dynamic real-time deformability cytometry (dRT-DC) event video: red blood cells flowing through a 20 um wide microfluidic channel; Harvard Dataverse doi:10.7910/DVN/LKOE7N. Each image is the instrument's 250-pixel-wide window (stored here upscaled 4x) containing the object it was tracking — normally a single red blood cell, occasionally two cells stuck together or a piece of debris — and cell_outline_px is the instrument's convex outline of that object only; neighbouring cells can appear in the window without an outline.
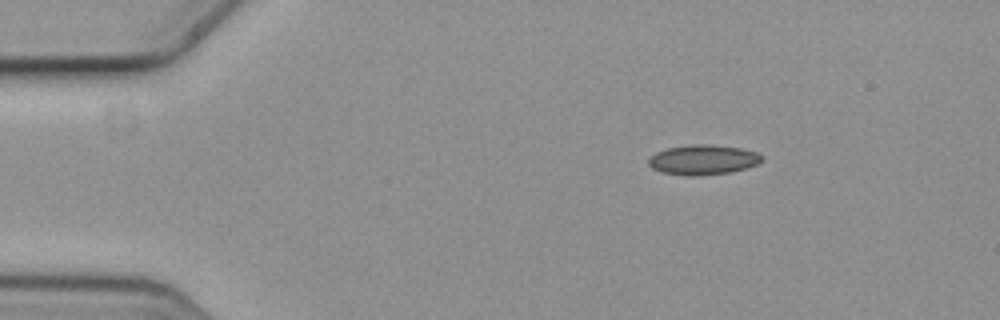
{"species": "common noctule bat (a hibernating species)", "species_latin": "Nyctalus noctula", "temperature_condition": "cold", "stored_images_in_passage": 3, "camera_frame_rate_fps": 3000, "um_per_image_px": 0.085, "animal": {"sex": "female", "body_mass_g": 19.3, "forearm_length_mm": 54.1}, "frame": {"image": 1, "passage_image": 1, "time_ms": 0.0, "image_size_px": [1000, 320], "cell_outline_px": [[764, 160], [748, 168], [728, 172], [688, 176], [664, 172], [652, 168], [648, 164], [648, 156], [656, 152], [668, 148], [688, 144], [712, 144], [740, 148], [756, 152], [764, 156]], "centroid_in_image_um": [59.76, 13.56], "position_along_channel_um": 25.2, "area_um2": 19.77}}